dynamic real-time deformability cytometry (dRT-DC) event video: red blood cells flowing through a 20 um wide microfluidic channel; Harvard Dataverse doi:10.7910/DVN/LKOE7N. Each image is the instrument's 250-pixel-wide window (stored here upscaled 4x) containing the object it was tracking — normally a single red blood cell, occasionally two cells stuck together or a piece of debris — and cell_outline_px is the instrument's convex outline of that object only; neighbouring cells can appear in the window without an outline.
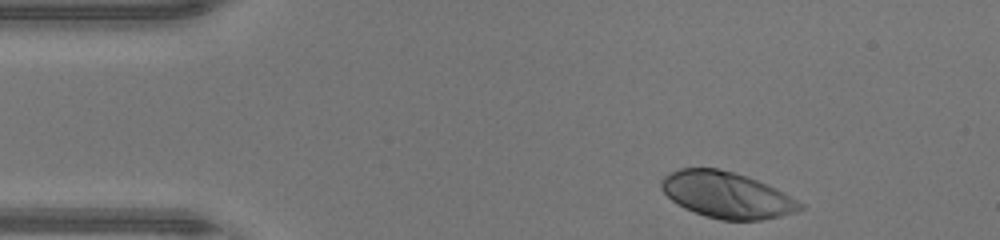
{"species": "human", "species_latin": "Homo sapiens", "temperature_condition": "warm", "stored_images_in_passage": 33, "camera_frame_rate_fps": 3000, "um_per_image_px": 0.085, "donor": {"sex": "male"}, "frame": {"image": 1, "passage_image": 1, "time_ms": 0.0, "image_size_px": [1000, 240], "cell_outline_px": [[804, 208], [796, 212], [780, 216], [760, 220], [720, 220], [704, 216], [684, 208], [672, 200], [660, 188], [660, 180], [664, 176], [680, 168], [716, 168], [748, 176], [776, 188], [784, 192], [804, 204]], "centroid_in_image_um": [61.78, 16.58], "position_along_channel_um": 23.2, "area_um2": 37.4}}
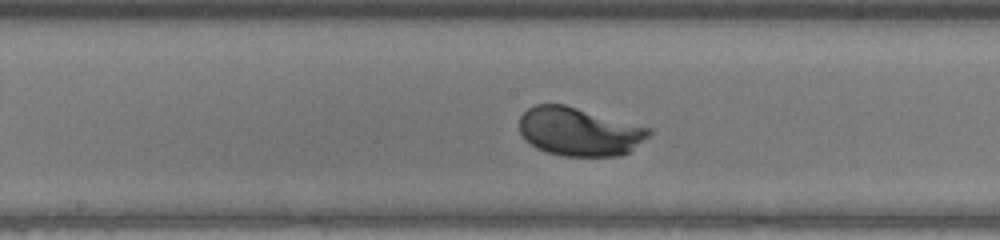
{"frame": {"image": 2, "passage_image": 18, "time_ms": 5.667, "image_size_px": [1000, 240], "cell_outline_px": [[652, 132], [648, 136], [628, 152], [620, 156], [564, 156], [548, 152], [536, 148], [524, 140], [520, 132], [520, 116], [528, 108], [536, 104], [564, 104], [652, 128]], "centroid_in_image_um": [49.21, 11.18], "position_along_channel_um": 199.0, "area_um2": 36.53}}
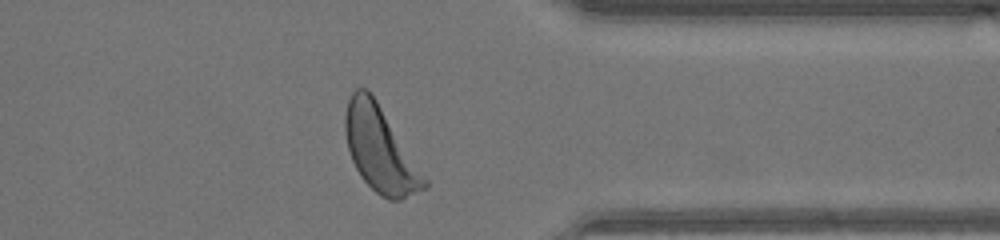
{"frame": {"image": 3, "passage_image": 31, "time_ms": 10.0, "image_size_px": [1000, 240], "cell_outline_px": [[428, 188], [400, 200], [388, 200], [380, 196], [360, 176], [352, 160], [348, 148], [344, 128], [344, 116], [348, 100], [352, 92], [356, 88], [368, 88], [376, 100], [428, 180]], "centroid_in_image_um": [32.31, 12.72], "position_along_channel_um": 379.1, "area_um2": 38.9}, "authors_computed_cell_mechanics": {"area_um2": 36.4718, "velocity_mm_per_s": 4.4008, "shape_relaxation_time_tau1_ms": 1.5358, "shape_relaxation_time_tau2_ms": null, "deformation_change_tau1": 0.1454, "deformation_change_tau2": null}}